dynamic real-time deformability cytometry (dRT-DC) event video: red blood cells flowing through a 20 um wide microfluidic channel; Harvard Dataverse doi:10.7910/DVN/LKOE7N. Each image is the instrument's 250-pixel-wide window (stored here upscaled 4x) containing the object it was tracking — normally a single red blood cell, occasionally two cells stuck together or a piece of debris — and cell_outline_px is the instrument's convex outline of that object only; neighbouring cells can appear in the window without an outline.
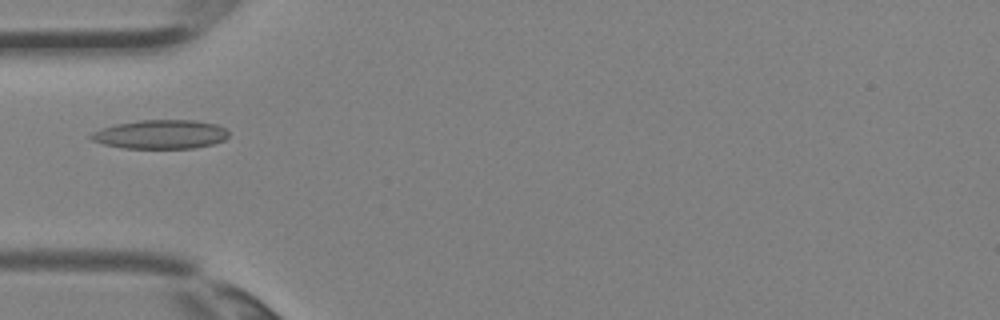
{"species": "Egyptian fruit bat (a non-hibernating species)", "species_latin": "Rousettus aegyptiacus", "temperature_condition": "room temperature", "stored_images_in_passage": 1, "camera_frame_rate_fps": 3000, "um_per_image_px": 0.085, "animal": {"sex": "female"}, "frame": {"image": 1, "passage_image": 1, "time_ms": 0.0, "image_size_px": [1000, 320], "cell_outline_px": [[228, 136], [224, 140], [212, 144], [196, 148], [124, 148], [104, 144], [92, 140], [88, 136], [92, 132], [100, 128], [116, 124], [140, 120], [196, 120], [216, 124], [224, 128], [228, 132]], "centroid_in_image_um": [13.64, 11.42], "position_along_channel_um": 71.4, "area_um2": 23.24}}